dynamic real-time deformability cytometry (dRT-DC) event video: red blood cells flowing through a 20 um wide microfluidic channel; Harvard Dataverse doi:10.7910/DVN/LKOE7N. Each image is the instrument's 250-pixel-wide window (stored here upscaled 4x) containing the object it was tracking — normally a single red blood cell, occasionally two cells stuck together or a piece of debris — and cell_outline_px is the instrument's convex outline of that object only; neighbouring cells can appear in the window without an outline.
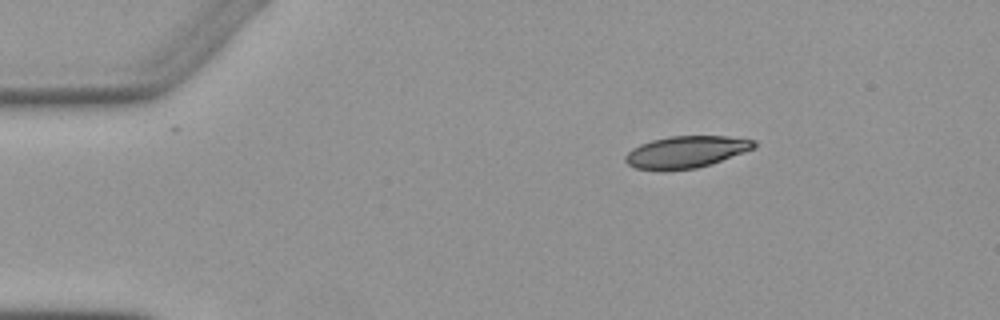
{"species": "Egyptian fruit bat (a non-hibernating species)", "species_latin": "Rousettus aegyptiacus", "temperature_condition": "warm", "stored_images_in_passage": 3, "camera_frame_rate_fps": 3000, "um_per_image_px": 0.085, "animal": {"sex": "female"}, "frame": {"image": 1, "passage_image": 1, "time_ms": 0.0, "image_size_px": [1000, 320], "cell_outline_px": [[756, 148], [696, 168], [636, 168], [628, 164], [624, 160], [624, 156], [632, 148], [640, 144], [652, 140], [668, 136], [728, 136], [756, 140]], "centroid_in_image_um": [58.34, 12.87], "position_along_channel_um": 26.7, "area_um2": 23.24}}